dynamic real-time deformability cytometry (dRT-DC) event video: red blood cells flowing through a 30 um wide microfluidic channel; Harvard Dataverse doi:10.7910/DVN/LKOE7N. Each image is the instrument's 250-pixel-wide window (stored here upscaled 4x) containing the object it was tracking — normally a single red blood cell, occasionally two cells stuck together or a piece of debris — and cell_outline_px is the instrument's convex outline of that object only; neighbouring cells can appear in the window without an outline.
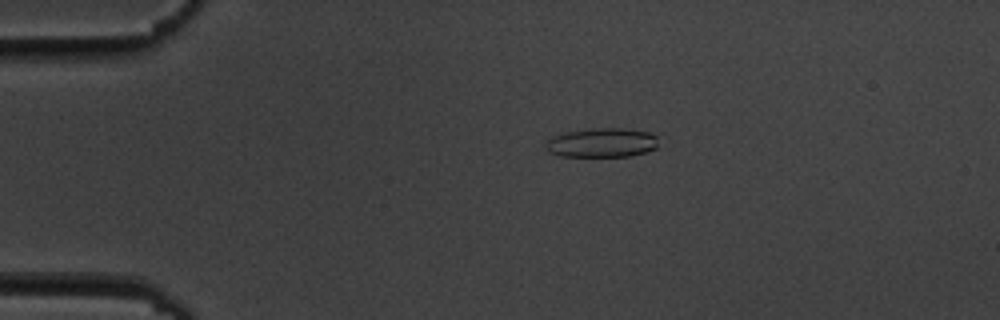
{"species": "common noctule bat (a hibernating species)", "species_latin": "Nyctalus noctula", "temperature_condition": "cold", "stored_images_in_passage": 49, "camera_frame_rate_fps": 3000, "um_per_image_px": 0.085, "animal": {"sex": "male", "body_mass_g": 19.5, "forearm_length_mm": 54.6}, "frame": {"image": 1, "passage_image": 5, "time_ms": 1.333, "image_size_px": [1000, 320], "cell_outline_px": [[656, 148], [632, 156], [560, 156], [548, 152], [544, 148], [544, 144], [552, 136], [560, 132], [592, 128], [624, 128], [648, 132], [656, 136]], "centroid_in_image_um": [51.08, 12.12], "position_along_channel_um": 33.9, "area_um2": 19.42}}
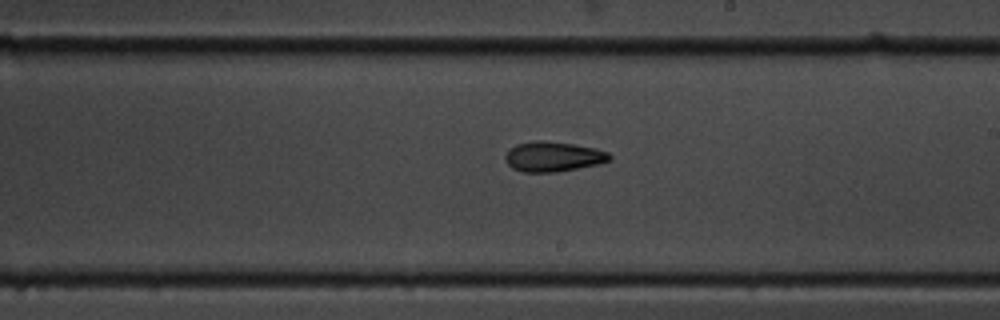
{"frame": {"image": 2, "passage_image": 26, "time_ms": 8.333, "image_size_px": [1000, 320], "cell_outline_px": [[612, 160], [600, 164], [556, 172], [524, 172], [512, 168], [504, 160], [504, 156], [508, 148], [516, 144], [536, 140], [544, 140], [572, 144], [596, 148], [608, 152], [612, 156]], "centroid_in_image_um": [47.01, 13.31], "position_along_channel_um": 242.0, "area_um2": 18.5}}
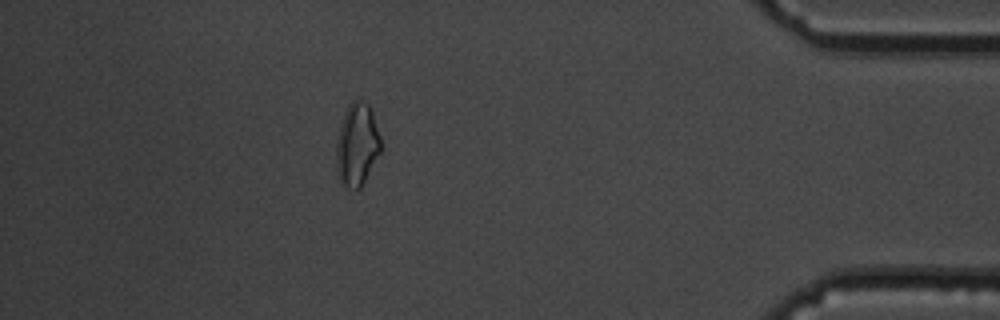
{"frame": {"image": 3, "passage_image": 43, "time_ms": 14.0, "image_size_px": [1000, 320], "cell_outline_px": [[380, 152], [360, 188], [348, 188], [340, 180], [336, 168], [336, 140], [340, 124], [344, 112], [348, 104], [352, 100], [360, 96], [368, 104], [372, 112], [380, 136]], "centroid_in_image_um": [30.32, 12.22], "position_along_channel_um": 404.9, "area_um2": 21.5}, "authors_computed_cell_mechanics": {"area_um2": 18.496, "velocity_mm_per_s": 3.6124, "shape_relaxation_time_tau1_ms": 5.3221, "shape_relaxation_time_tau2_ms": 3.8974, "deformation_change_tau1": 0.1477, "deformation_change_tau2": 0.1137}}